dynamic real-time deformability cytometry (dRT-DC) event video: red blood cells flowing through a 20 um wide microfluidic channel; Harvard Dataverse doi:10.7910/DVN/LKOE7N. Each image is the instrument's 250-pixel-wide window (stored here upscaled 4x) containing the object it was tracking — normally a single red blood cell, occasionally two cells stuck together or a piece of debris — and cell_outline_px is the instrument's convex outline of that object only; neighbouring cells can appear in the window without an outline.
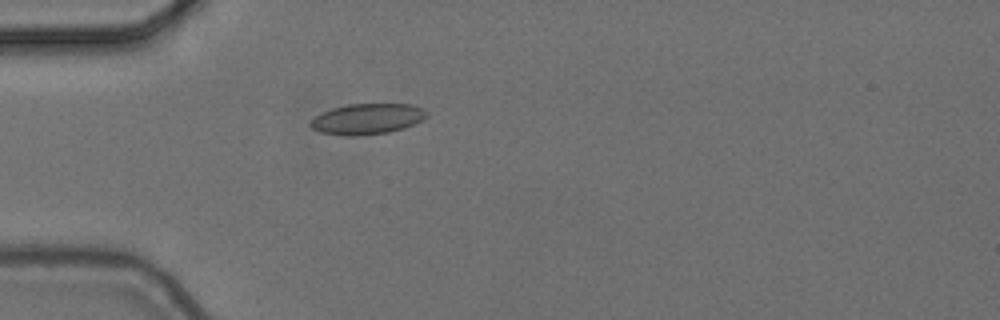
{"species": "common noctule bat (a hibernating species)", "species_latin": "Nyctalus noctula", "temperature_condition": "cold", "stored_images_in_passage": 2, "camera_frame_rate_fps": 3000, "um_per_image_px": 0.085, "animal": {"sex": "female", "body_mass_g": 24.6, "forearm_length_mm": 56.2}, "frame": {"image": 1, "passage_image": 2, "time_ms": 0.333, "image_size_px": [1000, 320], "cell_outline_px": [[428, 116], [404, 128], [388, 132], [356, 136], [348, 136], [320, 132], [312, 128], [308, 124], [316, 116], [332, 108], [348, 104], [412, 104], [428, 112]], "centroid_in_image_um": [31.2, 10.11], "position_along_channel_um": 53.8, "area_um2": 20.58}}